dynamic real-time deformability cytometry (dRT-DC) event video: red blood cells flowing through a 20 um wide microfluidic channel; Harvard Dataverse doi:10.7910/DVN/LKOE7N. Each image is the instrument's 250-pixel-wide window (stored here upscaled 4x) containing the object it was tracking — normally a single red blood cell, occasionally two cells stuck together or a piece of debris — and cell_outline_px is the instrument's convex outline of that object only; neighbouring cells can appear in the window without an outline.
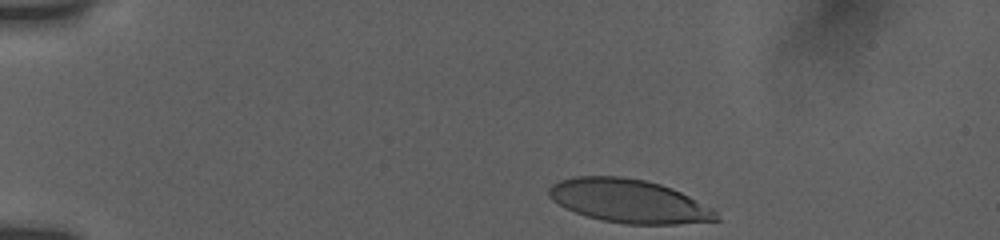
{"species": "human", "species_latin": "Homo sapiens", "temperature_condition": "room temperature", "stored_images_in_passage": 14, "camera_frame_rate_fps": 3000, "um_per_image_px": 0.085, "donor": {"sex": "female"}, "frame": {"image": 1, "passage_image": 1, "time_ms": 0.0, "image_size_px": [1000, 240], "cell_outline_px": [[720, 220], [676, 224], [624, 224], [600, 220], [576, 212], [552, 200], [548, 196], [548, 188], [552, 184], [560, 180], [572, 176], [624, 176], [644, 180], [660, 184], [672, 188], [712, 208], [716, 212]], "centroid_in_image_um": [53.43, 17.08], "position_along_channel_um": 31.6, "area_um2": 42.25}}
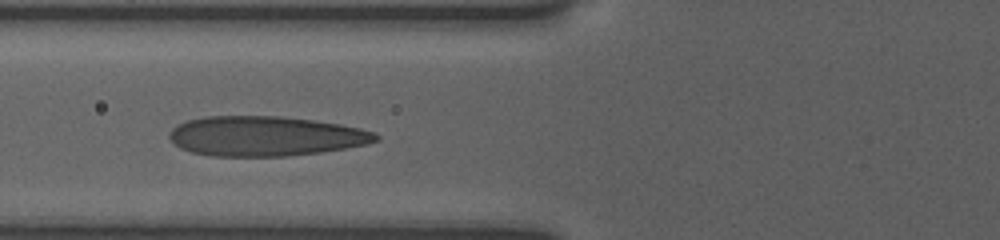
{"frame": {"image": 2, "passage_image": 10, "time_ms": 4.0, "image_size_px": [1000, 240], "cell_outline_px": [[380, 140], [368, 144], [320, 152], [288, 156], [212, 156], [192, 152], [180, 148], [168, 136], [172, 128], [176, 124], [188, 120], [204, 116], [280, 116], [312, 120], [340, 124], [360, 128], [372, 132], [380, 136]], "centroid_in_image_um": [22.55, 11.57], "position_along_channel_um": 103.2, "area_um2": 47.92}}
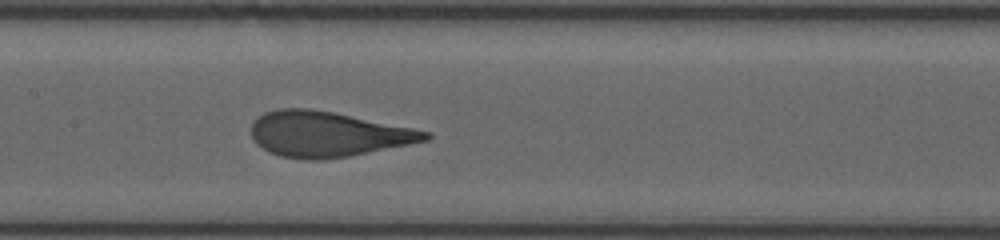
{"frame": {"image": 3, "passage_image": 14, "time_ms": 6.0, "image_size_px": [1000, 240], "cell_outline_px": [[432, 136], [428, 140], [348, 156], [320, 160], [304, 160], [280, 156], [268, 152], [256, 144], [252, 140], [252, 124], [256, 116], [264, 112], [280, 108], [308, 108], [332, 112], [412, 128], [428, 132]], "centroid_in_image_um": [27.76, 11.4], "position_along_channel_um": 179.6, "area_um2": 45.72}}